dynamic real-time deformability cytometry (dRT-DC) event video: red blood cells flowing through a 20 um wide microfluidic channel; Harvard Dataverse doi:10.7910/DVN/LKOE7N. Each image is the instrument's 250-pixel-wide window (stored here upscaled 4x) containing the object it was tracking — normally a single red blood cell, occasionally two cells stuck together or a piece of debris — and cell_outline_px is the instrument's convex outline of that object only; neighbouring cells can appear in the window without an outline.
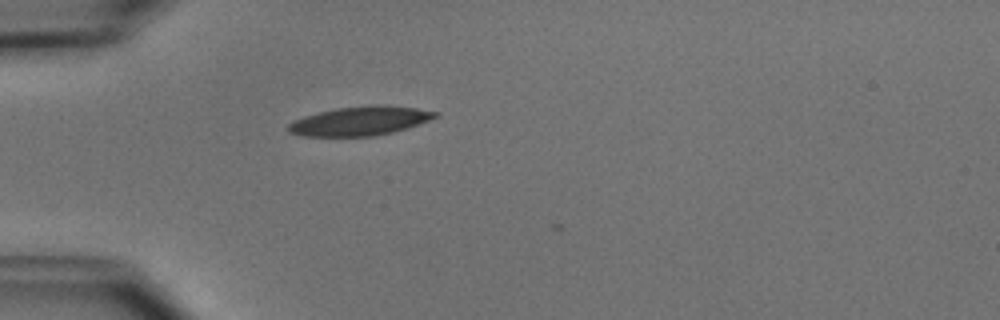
{"species": "common noctule bat (a hibernating species)", "species_latin": "Nyctalus noctula", "temperature_condition": "cold", "stored_images_in_passage": 28, "camera_frame_rate_fps": 3000, "um_per_image_px": 0.085, "animal": {"sex": "male", "body_mass_g": 15.6}, "frame": {"image": 1, "passage_image": 1, "time_ms": 0.0, "image_size_px": [1000, 320], "cell_outline_px": [[440, 116], [408, 128], [376, 136], [304, 136], [288, 132], [288, 124], [292, 120], [304, 116], [336, 108], [372, 104], [384, 104], [416, 108], [440, 112]], "centroid_in_image_um": [30.64, 10.27], "position_along_channel_um": 54.4, "area_um2": 25.14}}
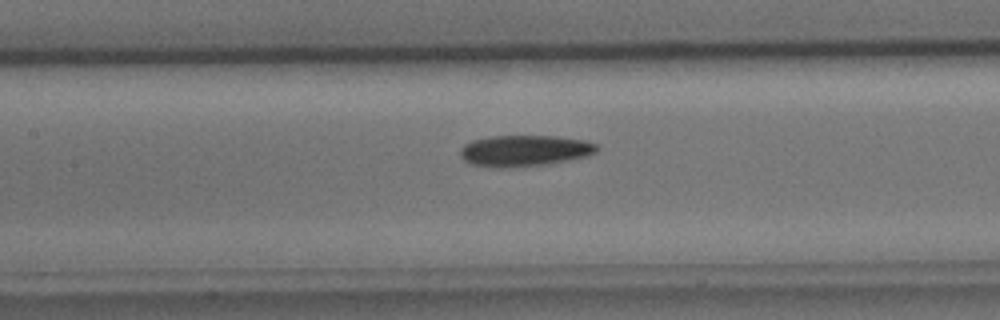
{"frame": {"image": 2, "passage_image": 10, "time_ms": 3.0, "image_size_px": [1000, 320], "cell_outline_px": [[600, 148], [596, 152], [588, 156], [568, 160], [544, 164], [500, 168], [488, 168], [472, 164], [464, 160], [460, 156], [460, 148], [464, 144], [472, 140], [492, 136], [556, 136], [584, 140], [596, 144]], "centroid_in_image_um": [44.56, 12.81], "position_along_channel_um": 162.8, "area_um2": 24.91}}
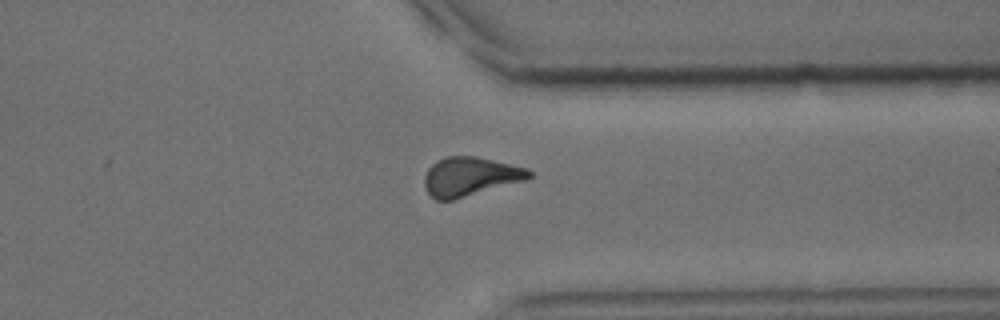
{"frame": {"image": 3, "passage_image": 26, "time_ms": 8.333, "image_size_px": [1000, 320], "cell_outline_px": [[532, 176], [528, 180], [452, 200], [436, 200], [428, 192], [424, 184], [424, 176], [428, 168], [436, 160], [448, 156], [476, 156], [528, 168], [532, 172]], "centroid_in_image_um": [39.98, 15.0], "position_along_channel_um": 371.4, "area_um2": 23.87}}